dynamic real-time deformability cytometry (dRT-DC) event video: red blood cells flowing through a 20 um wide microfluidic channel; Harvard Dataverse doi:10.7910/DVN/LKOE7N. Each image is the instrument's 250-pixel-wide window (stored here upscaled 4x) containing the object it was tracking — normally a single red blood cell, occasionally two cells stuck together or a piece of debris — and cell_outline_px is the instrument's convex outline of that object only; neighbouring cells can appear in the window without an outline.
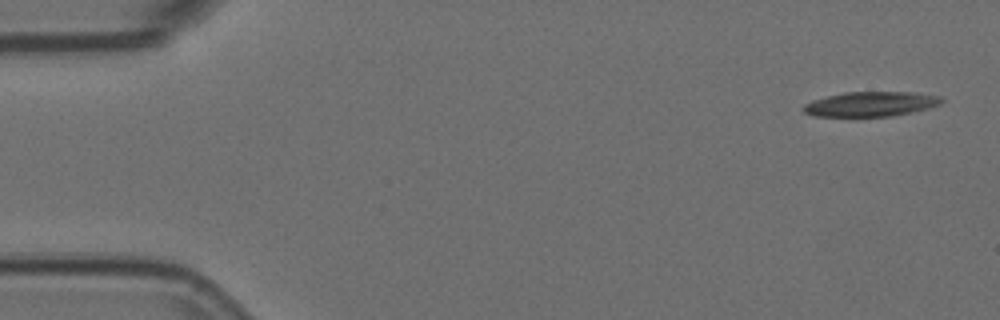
{"species": "Egyptian fruit bat (a non-hibernating species)", "species_latin": "Rousettus aegyptiacus", "temperature_condition": "room temperature", "stored_images_in_passage": 5, "camera_frame_rate_fps": 3000, "um_per_image_px": 0.085, "animal": {"sex": "female"}, "frame": {"image": 1, "passage_image": 1, "time_ms": 0.0, "image_size_px": [1000, 320], "cell_outline_px": [[944, 100], [940, 104], [928, 108], [892, 116], [812, 116], [804, 112], [804, 104], [812, 100], [844, 92], [916, 92], [940, 96]], "centroid_in_image_um": [74.02, 8.84], "position_along_channel_um": 11.0, "area_um2": 19.83}}
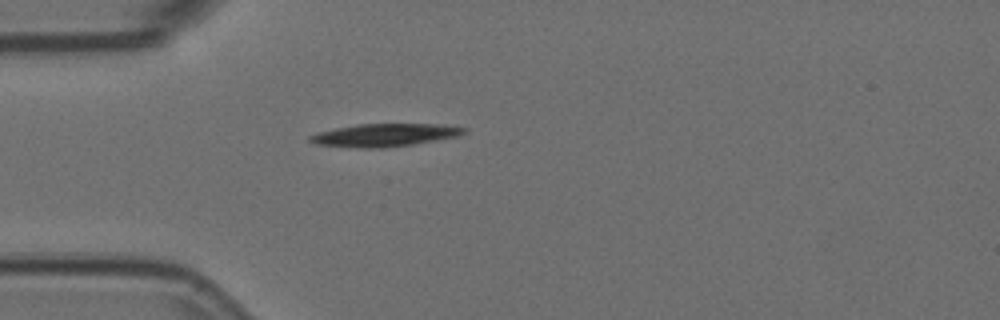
{"frame": {"image": 2, "passage_image": 5, "time_ms": 1.333, "image_size_px": [1000, 320], "cell_outline_px": [[468, 128], [460, 136], [412, 144], [384, 148], [360, 148], [316, 144], [308, 140], [308, 136], [316, 132], [356, 124], [444, 124]], "centroid_in_image_um": [32.69, 11.48], "position_along_channel_um": 52.3, "area_um2": 20.58}}